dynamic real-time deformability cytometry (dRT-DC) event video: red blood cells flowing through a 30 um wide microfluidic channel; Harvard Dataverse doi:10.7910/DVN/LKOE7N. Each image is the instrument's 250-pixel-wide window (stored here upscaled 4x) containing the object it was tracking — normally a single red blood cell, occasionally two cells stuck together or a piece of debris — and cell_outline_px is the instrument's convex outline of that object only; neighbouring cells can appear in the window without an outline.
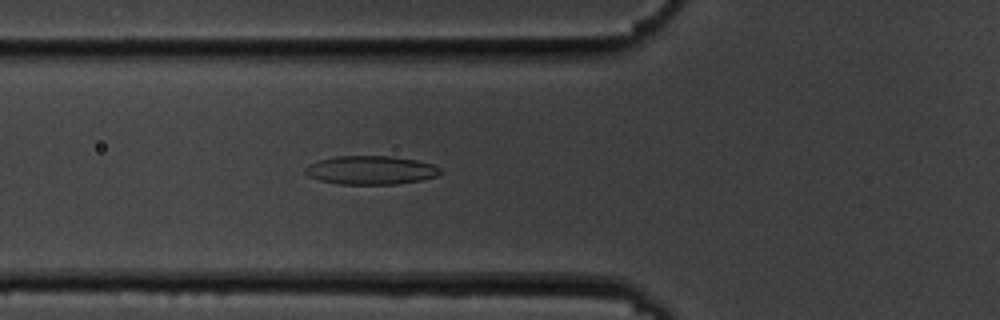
{"species": "common noctule bat (a hibernating species)", "species_latin": "Nyctalus noctula", "temperature_condition": "cold", "stored_images_in_passage": 3, "camera_frame_rate_fps": 3000, "um_per_image_px": 0.085, "animal": {"sex": "male", "body_mass_g": 19.5, "forearm_length_mm": 54.6}, "frame": {"image": 1, "passage_image": 3, "time_ms": 2.333, "image_size_px": [1000, 320], "cell_outline_px": [[440, 172], [436, 176], [420, 180], [396, 184], [340, 184], [320, 180], [308, 176], [304, 172], [304, 168], [308, 164], [320, 160], [336, 156], [392, 156], [416, 160], [432, 164], [440, 168]], "centroid_in_image_um": [31.49, 14.46], "position_along_channel_um": 94.3, "area_um2": 22.43}}